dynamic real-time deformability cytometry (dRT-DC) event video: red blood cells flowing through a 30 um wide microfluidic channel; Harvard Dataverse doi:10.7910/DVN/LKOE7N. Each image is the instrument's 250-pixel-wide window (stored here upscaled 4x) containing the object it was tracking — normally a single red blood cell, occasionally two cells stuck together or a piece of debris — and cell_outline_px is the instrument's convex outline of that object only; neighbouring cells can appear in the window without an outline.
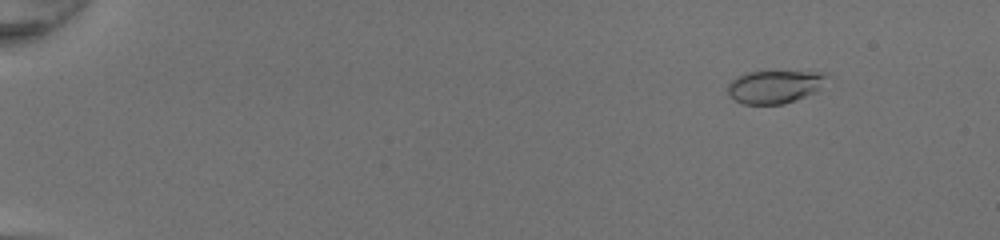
{"species": "common noctule bat (a hibernating species)", "species_latin": "Nyctalus noctula", "temperature_condition": "room temperature", "stored_images_in_passage": 51, "camera_frame_rate_fps": 3000, "um_per_image_px": 0.085, "animal": {"sex": "female", "body_mass_g": 20.0, "forearm_length_mm": 54.0}, "frame": {"image": 1, "passage_image": 7, "time_ms": 2.0, "image_size_px": [1000, 240], "cell_outline_px": [[832, 76], [816, 92], [796, 100], [784, 104], [744, 104], [736, 100], [728, 92], [728, 84], [732, 80], [744, 72], [828, 72]], "centroid_in_image_um": [65.93, 7.36], "position_along_channel_um": 19.1, "area_um2": 19.13}}
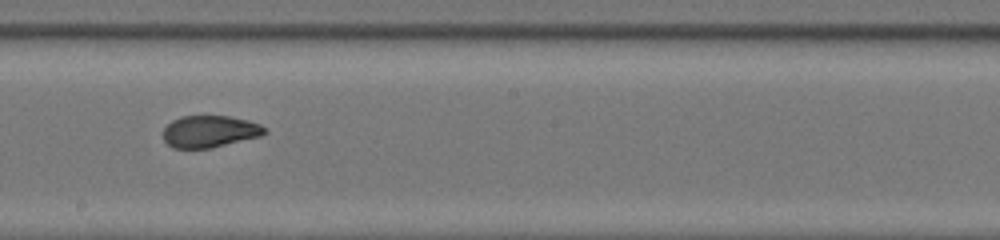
{"frame": {"image": 2, "passage_image": 32, "time_ms": 10.333, "image_size_px": [1000, 240], "cell_outline_px": [[268, 132], [260, 136], [212, 148], [172, 148], [164, 140], [164, 128], [172, 120], [180, 116], [228, 116], [248, 120], [260, 124]], "centroid_in_image_um": [17.82, 11.17], "position_along_channel_um": 230.4, "area_um2": 18.84}}
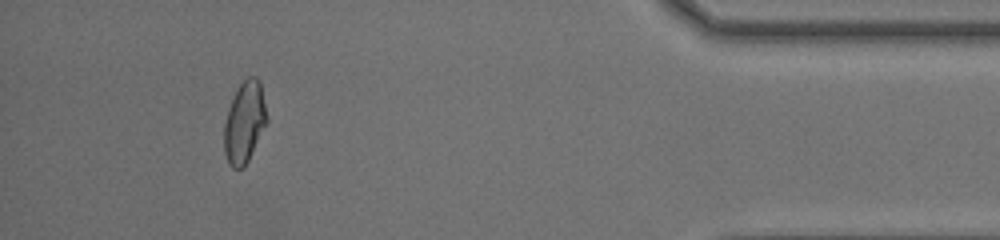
{"frame": {"image": 3, "passage_image": 48, "time_ms": 15.667, "image_size_px": [1000, 240], "cell_outline_px": [[268, 120], [244, 168], [232, 168], [228, 164], [224, 152], [224, 124], [228, 108], [236, 88], [248, 76], [256, 76], [260, 80]], "centroid_in_image_um": [20.77, 10.38], "position_along_channel_um": 414.4, "area_um2": 20.35}, "authors_computed_cell_mechanics": {"area_um2": 19.652, "velocity_mm_per_s": 4.3159, "shape_relaxation_time_tau1_ms": 5.8342, "shape_relaxation_time_tau2_ms": 0.7225, "deformation_change_tau1": 0.205, "deformation_change_tau2": 0.0475}}